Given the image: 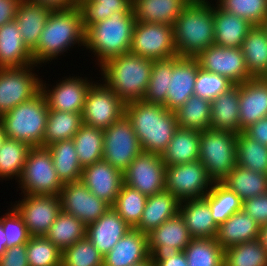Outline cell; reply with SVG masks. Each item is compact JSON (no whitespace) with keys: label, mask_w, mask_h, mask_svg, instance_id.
<instances>
[{"label":"cell","mask_w":267,"mask_h":266,"mask_svg":"<svg viewBox=\"0 0 267 266\" xmlns=\"http://www.w3.org/2000/svg\"><path fill=\"white\" fill-rule=\"evenodd\" d=\"M124 115L131 122L143 151L161 155L177 131L175 111L162 104L137 100L125 104Z\"/></svg>","instance_id":"cell-1"},{"label":"cell","mask_w":267,"mask_h":266,"mask_svg":"<svg viewBox=\"0 0 267 266\" xmlns=\"http://www.w3.org/2000/svg\"><path fill=\"white\" fill-rule=\"evenodd\" d=\"M214 8L205 0H191L176 19L174 43L180 57L196 58L214 44Z\"/></svg>","instance_id":"cell-2"},{"label":"cell","mask_w":267,"mask_h":266,"mask_svg":"<svg viewBox=\"0 0 267 266\" xmlns=\"http://www.w3.org/2000/svg\"><path fill=\"white\" fill-rule=\"evenodd\" d=\"M76 42L85 44V30L78 6L66 10H52L39 43L32 51L34 65L52 60Z\"/></svg>","instance_id":"cell-3"},{"label":"cell","mask_w":267,"mask_h":266,"mask_svg":"<svg viewBox=\"0 0 267 266\" xmlns=\"http://www.w3.org/2000/svg\"><path fill=\"white\" fill-rule=\"evenodd\" d=\"M152 66V60L131 53L113 57L101 65L105 82L125 104L143 100Z\"/></svg>","instance_id":"cell-4"},{"label":"cell","mask_w":267,"mask_h":266,"mask_svg":"<svg viewBox=\"0 0 267 266\" xmlns=\"http://www.w3.org/2000/svg\"><path fill=\"white\" fill-rule=\"evenodd\" d=\"M135 22L134 12H114L85 30L84 46L93 50L101 65L113 57L129 53Z\"/></svg>","instance_id":"cell-5"},{"label":"cell","mask_w":267,"mask_h":266,"mask_svg":"<svg viewBox=\"0 0 267 266\" xmlns=\"http://www.w3.org/2000/svg\"><path fill=\"white\" fill-rule=\"evenodd\" d=\"M49 109L45 96L40 91L32 99L23 102L0 117L7 138L43 147Z\"/></svg>","instance_id":"cell-6"},{"label":"cell","mask_w":267,"mask_h":266,"mask_svg":"<svg viewBox=\"0 0 267 266\" xmlns=\"http://www.w3.org/2000/svg\"><path fill=\"white\" fill-rule=\"evenodd\" d=\"M237 133L226 130L200 131L199 161L213 182H222L237 165Z\"/></svg>","instance_id":"cell-7"},{"label":"cell","mask_w":267,"mask_h":266,"mask_svg":"<svg viewBox=\"0 0 267 266\" xmlns=\"http://www.w3.org/2000/svg\"><path fill=\"white\" fill-rule=\"evenodd\" d=\"M24 194L59 195L63 183L60 181L47 147H32L19 178Z\"/></svg>","instance_id":"cell-8"},{"label":"cell","mask_w":267,"mask_h":266,"mask_svg":"<svg viewBox=\"0 0 267 266\" xmlns=\"http://www.w3.org/2000/svg\"><path fill=\"white\" fill-rule=\"evenodd\" d=\"M129 53L152 61L177 56L174 27L162 23L136 21Z\"/></svg>","instance_id":"cell-9"},{"label":"cell","mask_w":267,"mask_h":266,"mask_svg":"<svg viewBox=\"0 0 267 266\" xmlns=\"http://www.w3.org/2000/svg\"><path fill=\"white\" fill-rule=\"evenodd\" d=\"M103 134V160L124 172L142 151L131 122L123 115L104 129Z\"/></svg>","instance_id":"cell-10"},{"label":"cell","mask_w":267,"mask_h":266,"mask_svg":"<svg viewBox=\"0 0 267 266\" xmlns=\"http://www.w3.org/2000/svg\"><path fill=\"white\" fill-rule=\"evenodd\" d=\"M210 183L212 185L214 182L199 160L166 166L165 190L179 201L204 197L209 192L207 188Z\"/></svg>","instance_id":"cell-11"},{"label":"cell","mask_w":267,"mask_h":266,"mask_svg":"<svg viewBox=\"0 0 267 266\" xmlns=\"http://www.w3.org/2000/svg\"><path fill=\"white\" fill-rule=\"evenodd\" d=\"M124 108L125 103L107 84H91L82 111V121L104 130L124 115Z\"/></svg>","instance_id":"cell-12"},{"label":"cell","mask_w":267,"mask_h":266,"mask_svg":"<svg viewBox=\"0 0 267 266\" xmlns=\"http://www.w3.org/2000/svg\"><path fill=\"white\" fill-rule=\"evenodd\" d=\"M30 67L0 68V117L41 91V81Z\"/></svg>","instance_id":"cell-13"},{"label":"cell","mask_w":267,"mask_h":266,"mask_svg":"<svg viewBox=\"0 0 267 266\" xmlns=\"http://www.w3.org/2000/svg\"><path fill=\"white\" fill-rule=\"evenodd\" d=\"M166 165L161 155L141 151L123 172L124 184L146 196L165 190Z\"/></svg>","instance_id":"cell-14"},{"label":"cell","mask_w":267,"mask_h":266,"mask_svg":"<svg viewBox=\"0 0 267 266\" xmlns=\"http://www.w3.org/2000/svg\"><path fill=\"white\" fill-rule=\"evenodd\" d=\"M147 235L150 258L154 266H157L163 260L175 257L192 240L185 221L179 213Z\"/></svg>","instance_id":"cell-15"},{"label":"cell","mask_w":267,"mask_h":266,"mask_svg":"<svg viewBox=\"0 0 267 266\" xmlns=\"http://www.w3.org/2000/svg\"><path fill=\"white\" fill-rule=\"evenodd\" d=\"M196 59L202 69L227 77L235 85L253 78L246 67L241 48L211 45Z\"/></svg>","instance_id":"cell-16"},{"label":"cell","mask_w":267,"mask_h":266,"mask_svg":"<svg viewBox=\"0 0 267 266\" xmlns=\"http://www.w3.org/2000/svg\"><path fill=\"white\" fill-rule=\"evenodd\" d=\"M59 198L61 211L75 216L86 226L96 221L110 208L108 203L95 196L80 180L65 183Z\"/></svg>","instance_id":"cell-17"},{"label":"cell","mask_w":267,"mask_h":266,"mask_svg":"<svg viewBox=\"0 0 267 266\" xmlns=\"http://www.w3.org/2000/svg\"><path fill=\"white\" fill-rule=\"evenodd\" d=\"M14 208L21 215L31 236H45L61 212L59 195H29Z\"/></svg>","instance_id":"cell-18"},{"label":"cell","mask_w":267,"mask_h":266,"mask_svg":"<svg viewBox=\"0 0 267 266\" xmlns=\"http://www.w3.org/2000/svg\"><path fill=\"white\" fill-rule=\"evenodd\" d=\"M200 65L196 58L172 57V75L169 76L166 104L175 111L194 95V86Z\"/></svg>","instance_id":"cell-19"},{"label":"cell","mask_w":267,"mask_h":266,"mask_svg":"<svg viewBox=\"0 0 267 266\" xmlns=\"http://www.w3.org/2000/svg\"><path fill=\"white\" fill-rule=\"evenodd\" d=\"M80 181L95 196L112 206L124 183V177L121 170L102 159L84 167Z\"/></svg>","instance_id":"cell-20"},{"label":"cell","mask_w":267,"mask_h":266,"mask_svg":"<svg viewBox=\"0 0 267 266\" xmlns=\"http://www.w3.org/2000/svg\"><path fill=\"white\" fill-rule=\"evenodd\" d=\"M239 117L242 130L267 117V77L251 78L240 84Z\"/></svg>","instance_id":"cell-21"},{"label":"cell","mask_w":267,"mask_h":266,"mask_svg":"<svg viewBox=\"0 0 267 266\" xmlns=\"http://www.w3.org/2000/svg\"><path fill=\"white\" fill-rule=\"evenodd\" d=\"M130 229L132 227L110 206L101 217L86 226V237L105 256Z\"/></svg>","instance_id":"cell-22"},{"label":"cell","mask_w":267,"mask_h":266,"mask_svg":"<svg viewBox=\"0 0 267 266\" xmlns=\"http://www.w3.org/2000/svg\"><path fill=\"white\" fill-rule=\"evenodd\" d=\"M41 83V92L46 98L48 109L82 113L90 83L84 79L70 78L60 82L54 89L45 90Z\"/></svg>","instance_id":"cell-23"},{"label":"cell","mask_w":267,"mask_h":266,"mask_svg":"<svg viewBox=\"0 0 267 266\" xmlns=\"http://www.w3.org/2000/svg\"><path fill=\"white\" fill-rule=\"evenodd\" d=\"M148 258V235L132 228L104 256L103 266H132Z\"/></svg>","instance_id":"cell-24"},{"label":"cell","mask_w":267,"mask_h":266,"mask_svg":"<svg viewBox=\"0 0 267 266\" xmlns=\"http://www.w3.org/2000/svg\"><path fill=\"white\" fill-rule=\"evenodd\" d=\"M34 64L15 20L0 27V68H19Z\"/></svg>","instance_id":"cell-25"},{"label":"cell","mask_w":267,"mask_h":266,"mask_svg":"<svg viewBox=\"0 0 267 266\" xmlns=\"http://www.w3.org/2000/svg\"><path fill=\"white\" fill-rule=\"evenodd\" d=\"M51 9L32 0H21L15 15L19 32L27 48L32 52L38 45L41 33Z\"/></svg>","instance_id":"cell-26"},{"label":"cell","mask_w":267,"mask_h":266,"mask_svg":"<svg viewBox=\"0 0 267 266\" xmlns=\"http://www.w3.org/2000/svg\"><path fill=\"white\" fill-rule=\"evenodd\" d=\"M260 226L243 210L231 215L218 226L216 242L223 250L244 242L259 239Z\"/></svg>","instance_id":"cell-27"},{"label":"cell","mask_w":267,"mask_h":266,"mask_svg":"<svg viewBox=\"0 0 267 266\" xmlns=\"http://www.w3.org/2000/svg\"><path fill=\"white\" fill-rule=\"evenodd\" d=\"M191 0H132L137 22L162 23L173 26Z\"/></svg>","instance_id":"cell-28"},{"label":"cell","mask_w":267,"mask_h":266,"mask_svg":"<svg viewBox=\"0 0 267 266\" xmlns=\"http://www.w3.org/2000/svg\"><path fill=\"white\" fill-rule=\"evenodd\" d=\"M180 201L169 191L148 196L140 222L134 227L142 233H150L162 223L179 213Z\"/></svg>","instance_id":"cell-29"},{"label":"cell","mask_w":267,"mask_h":266,"mask_svg":"<svg viewBox=\"0 0 267 266\" xmlns=\"http://www.w3.org/2000/svg\"><path fill=\"white\" fill-rule=\"evenodd\" d=\"M182 202H185V205H182ZM179 214L183 217L192 238L216 236L218 225L213 220L205 197L180 201Z\"/></svg>","instance_id":"cell-30"},{"label":"cell","mask_w":267,"mask_h":266,"mask_svg":"<svg viewBox=\"0 0 267 266\" xmlns=\"http://www.w3.org/2000/svg\"><path fill=\"white\" fill-rule=\"evenodd\" d=\"M239 96L240 84H237L211 101V129L237 134L243 132L240 127Z\"/></svg>","instance_id":"cell-31"},{"label":"cell","mask_w":267,"mask_h":266,"mask_svg":"<svg viewBox=\"0 0 267 266\" xmlns=\"http://www.w3.org/2000/svg\"><path fill=\"white\" fill-rule=\"evenodd\" d=\"M217 8V9H216ZM214 9V45L240 48L254 26L248 20L220 9Z\"/></svg>","instance_id":"cell-32"},{"label":"cell","mask_w":267,"mask_h":266,"mask_svg":"<svg viewBox=\"0 0 267 266\" xmlns=\"http://www.w3.org/2000/svg\"><path fill=\"white\" fill-rule=\"evenodd\" d=\"M200 131L178 128L161 154L166 166L185 164L199 160Z\"/></svg>","instance_id":"cell-33"},{"label":"cell","mask_w":267,"mask_h":266,"mask_svg":"<svg viewBox=\"0 0 267 266\" xmlns=\"http://www.w3.org/2000/svg\"><path fill=\"white\" fill-rule=\"evenodd\" d=\"M249 74L267 77V34L261 25H254L241 45Z\"/></svg>","instance_id":"cell-34"},{"label":"cell","mask_w":267,"mask_h":266,"mask_svg":"<svg viewBox=\"0 0 267 266\" xmlns=\"http://www.w3.org/2000/svg\"><path fill=\"white\" fill-rule=\"evenodd\" d=\"M47 148L51 152L54 169L60 181L63 184L79 181L83 168L78 160L73 139L55 142Z\"/></svg>","instance_id":"cell-35"},{"label":"cell","mask_w":267,"mask_h":266,"mask_svg":"<svg viewBox=\"0 0 267 266\" xmlns=\"http://www.w3.org/2000/svg\"><path fill=\"white\" fill-rule=\"evenodd\" d=\"M235 192L242 201L267 192V175L254 172L239 165L221 182Z\"/></svg>","instance_id":"cell-36"},{"label":"cell","mask_w":267,"mask_h":266,"mask_svg":"<svg viewBox=\"0 0 267 266\" xmlns=\"http://www.w3.org/2000/svg\"><path fill=\"white\" fill-rule=\"evenodd\" d=\"M82 124V113L49 110L43 147L72 139Z\"/></svg>","instance_id":"cell-37"},{"label":"cell","mask_w":267,"mask_h":266,"mask_svg":"<svg viewBox=\"0 0 267 266\" xmlns=\"http://www.w3.org/2000/svg\"><path fill=\"white\" fill-rule=\"evenodd\" d=\"M45 237L63 251L86 237V225L75 216L61 211Z\"/></svg>","instance_id":"cell-38"},{"label":"cell","mask_w":267,"mask_h":266,"mask_svg":"<svg viewBox=\"0 0 267 266\" xmlns=\"http://www.w3.org/2000/svg\"><path fill=\"white\" fill-rule=\"evenodd\" d=\"M72 139L82 168L103 159V129L83 123Z\"/></svg>","instance_id":"cell-39"},{"label":"cell","mask_w":267,"mask_h":266,"mask_svg":"<svg viewBox=\"0 0 267 266\" xmlns=\"http://www.w3.org/2000/svg\"><path fill=\"white\" fill-rule=\"evenodd\" d=\"M211 101L192 95L175 110L179 128L203 131L210 129Z\"/></svg>","instance_id":"cell-40"},{"label":"cell","mask_w":267,"mask_h":266,"mask_svg":"<svg viewBox=\"0 0 267 266\" xmlns=\"http://www.w3.org/2000/svg\"><path fill=\"white\" fill-rule=\"evenodd\" d=\"M211 208V215L219 226L231 215L242 210V200L233 191H230L221 182H214L209 192L204 196Z\"/></svg>","instance_id":"cell-41"},{"label":"cell","mask_w":267,"mask_h":266,"mask_svg":"<svg viewBox=\"0 0 267 266\" xmlns=\"http://www.w3.org/2000/svg\"><path fill=\"white\" fill-rule=\"evenodd\" d=\"M83 28L109 18L114 12H133L132 0H77Z\"/></svg>","instance_id":"cell-42"},{"label":"cell","mask_w":267,"mask_h":266,"mask_svg":"<svg viewBox=\"0 0 267 266\" xmlns=\"http://www.w3.org/2000/svg\"><path fill=\"white\" fill-rule=\"evenodd\" d=\"M188 266H223L224 250L214 238H192L183 250Z\"/></svg>","instance_id":"cell-43"},{"label":"cell","mask_w":267,"mask_h":266,"mask_svg":"<svg viewBox=\"0 0 267 266\" xmlns=\"http://www.w3.org/2000/svg\"><path fill=\"white\" fill-rule=\"evenodd\" d=\"M236 154L237 165L267 175V146L241 132L237 134Z\"/></svg>","instance_id":"cell-44"},{"label":"cell","mask_w":267,"mask_h":266,"mask_svg":"<svg viewBox=\"0 0 267 266\" xmlns=\"http://www.w3.org/2000/svg\"><path fill=\"white\" fill-rule=\"evenodd\" d=\"M223 266H267V251L259 239L224 250Z\"/></svg>","instance_id":"cell-45"},{"label":"cell","mask_w":267,"mask_h":266,"mask_svg":"<svg viewBox=\"0 0 267 266\" xmlns=\"http://www.w3.org/2000/svg\"><path fill=\"white\" fill-rule=\"evenodd\" d=\"M148 196L123 183L112 208L134 228L141 219Z\"/></svg>","instance_id":"cell-46"},{"label":"cell","mask_w":267,"mask_h":266,"mask_svg":"<svg viewBox=\"0 0 267 266\" xmlns=\"http://www.w3.org/2000/svg\"><path fill=\"white\" fill-rule=\"evenodd\" d=\"M31 148L25 142L6 138L0 148V177H20Z\"/></svg>","instance_id":"cell-47"},{"label":"cell","mask_w":267,"mask_h":266,"mask_svg":"<svg viewBox=\"0 0 267 266\" xmlns=\"http://www.w3.org/2000/svg\"><path fill=\"white\" fill-rule=\"evenodd\" d=\"M171 75L172 58L153 61L151 77L143 101L165 105Z\"/></svg>","instance_id":"cell-48"},{"label":"cell","mask_w":267,"mask_h":266,"mask_svg":"<svg viewBox=\"0 0 267 266\" xmlns=\"http://www.w3.org/2000/svg\"><path fill=\"white\" fill-rule=\"evenodd\" d=\"M26 248L29 266H61L62 251L45 236H31Z\"/></svg>","instance_id":"cell-49"},{"label":"cell","mask_w":267,"mask_h":266,"mask_svg":"<svg viewBox=\"0 0 267 266\" xmlns=\"http://www.w3.org/2000/svg\"><path fill=\"white\" fill-rule=\"evenodd\" d=\"M104 256L87 237L65 248L61 255V266H103Z\"/></svg>","instance_id":"cell-50"},{"label":"cell","mask_w":267,"mask_h":266,"mask_svg":"<svg viewBox=\"0 0 267 266\" xmlns=\"http://www.w3.org/2000/svg\"><path fill=\"white\" fill-rule=\"evenodd\" d=\"M218 7L252 25H261L267 17V0H219Z\"/></svg>","instance_id":"cell-51"},{"label":"cell","mask_w":267,"mask_h":266,"mask_svg":"<svg viewBox=\"0 0 267 266\" xmlns=\"http://www.w3.org/2000/svg\"><path fill=\"white\" fill-rule=\"evenodd\" d=\"M235 84L227 77L206 71L199 67L194 86V95L213 101L220 94L227 92Z\"/></svg>","instance_id":"cell-52"},{"label":"cell","mask_w":267,"mask_h":266,"mask_svg":"<svg viewBox=\"0 0 267 266\" xmlns=\"http://www.w3.org/2000/svg\"><path fill=\"white\" fill-rule=\"evenodd\" d=\"M0 222L2 223L7 240L6 249L16 245L26 244L29 241L31 235L21 215L15 208L10 213H6L5 217L0 218Z\"/></svg>","instance_id":"cell-53"},{"label":"cell","mask_w":267,"mask_h":266,"mask_svg":"<svg viewBox=\"0 0 267 266\" xmlns=\"http://www.w3.org/2000/svg\"><path fill=\"white\" fill-rule=\"evenodd\" d=\"M242 210L261 227L267 224V192L242 201Z\"/></svg>","instance_id":"cell-54"},{"label":"cell","mask_w":267,"mask_h":266,"mask_svg":"<svg viewBox=\"0 0 267 266\" xmlns=\"http://www.w3.org/2000/svg\"><path fill=\"white\" fill-rule=\"evenodd\" d=\"M26 253V244L7 248L0 256V266H29Z\"/></svg>","instance_id":"cell-55"},{"label":"cell","mask_w":267,"mask_h":266,"mask_svg":"<svg viewBox=\"0 0 267 266\" xmlns=\"http://www.w3.org/2000/svg\"><path fill=\"white\" fill-rule=\"evenodd\" d=\"M243 132L255 141L267 146V117L249 125Z\"/></svg>","instance_id":"cell-56"},{"label":"cell","mask_w":267,"mask_h":266,"mask_svg":"<svg viewBox=\"0 0 267 266\" xmlns=\"http://www.w3.org/2000/svg\"><path fill=\"white\" fill-rule=\"evenodd\" d=\"M21 0H0V27L15 19Z\"/></svg>","instance_id":"cell-57"},{"label":"cell","mask_w":267,"mask_h":266,"mask_svg":"<svg viewBox=\"0 0 267 266\" xmlns=\"http://www.w3.org/2000/svg\"><path fill=\"white\" fill-rule=\"evenodd\" d=\"M51 10H66L77 6V0H32Z\"/></svg>","instance_id":"cell-58"},{"label":"cell","mask_w":267,"mask_h":266,"mask_svg":"<svg viewBox=\"0 0 267 266\" xmlns=\"http://www.w3.org/2000/svg\"><path fill=\"white\" fill-rule=\"evenodd\" d=\"M157 266H188L185 253L179 252L175 257L161 261Z\"/></svg>","instance_id":"cell-59"},{"label":"cell","mask_w":267,"mask_h":266,"mask_svg":"<svg viewBox=\"0 0 267 266\" xmlns=\"http://www.w3.org/2000/svg\"><path fill=\"white\" fill-rule=\"evenodd\" d=\"M6 241L5 232L2 223L0 222V256L6 251Z\"/></svg>","instance_id":"cell-60"},{"label":"cell","mask_w":267,"mask_h":266,"mask_svg":"<svg viewBox=\"0 0 267 266\" xmlns=\"http://www.w3.org/2000/svg\"><path fill=\"white\" fill-rule=\"evenodd\" d=\"M259 240L267 251V224L260 227Z\"/></svg>","instance_id":"cell-61"},{"label":"cell","mask_w":267,"mask_h":266,"mask_svg":"<svg viewBox=\"0 0 267 266\" xmlns=\"http://www.w3.org/2000/svg\"><path fill=\"white\" fill-rule=\"evenodd\" d=\"M6 138H7V135L5 134L3 126L0 123V148L3 145L4 141L6 140Z\"/></svg>","instance_id":"cell-62"},{"label":"cell","mask_w":267,"mask_h":266,"mask_svg":"<svg viewBox=\"0 0 267 266\" xmlns=\"http://www.w3.org/2000/svg\"><path fill=\"white\" fill-rule=\"evenodd\" d=\"M132 266H154V264H153V261L151 260V258H148L147 260H145L141 263L132 265Z\"/></svg>","instance_id":"cell-63"},{"label":"cell","mask_w":267,"mask_h":266,"mask_svg":"<svg viewBox=\"0 0 267 266\" xmlns=\"http://www.w3.org/2000/svg\"><path fill=\"white\" fill-rule=\"evenodd\" d=\"M261 26H262V28L265 30L266 34H267V17H266L265 20L262 22Z\"/></svg>","instance_id":"cell-64"}]
</instances>
